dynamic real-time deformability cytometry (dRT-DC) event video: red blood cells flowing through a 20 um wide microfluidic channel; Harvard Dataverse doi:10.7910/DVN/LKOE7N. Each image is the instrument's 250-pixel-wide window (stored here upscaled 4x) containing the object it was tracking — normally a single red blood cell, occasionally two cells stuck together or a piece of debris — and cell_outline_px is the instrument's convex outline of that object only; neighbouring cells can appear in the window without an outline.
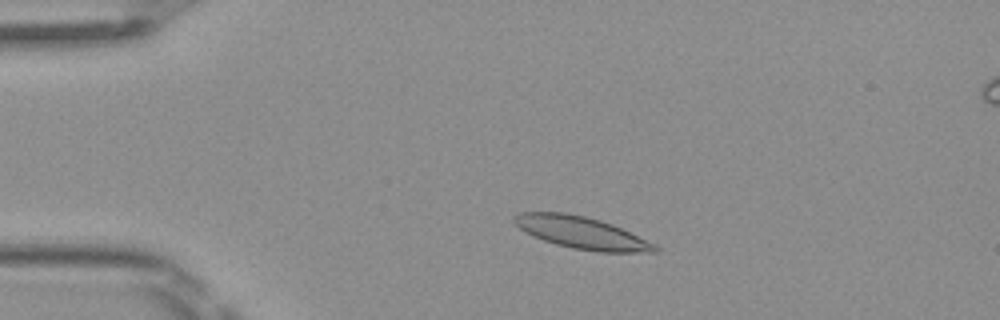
{"species": "Egyptian fruit bat (a non-hibernating species)", "species_latin": "Rousettus aegyptiacus", "temperature_condition": "room temperature", "stored_images_in_passage": 5, "camera_frame_rate_fps": 3000, "um_per_image_px": 0.085, "frame": {"image": 1, "passage_image": 3, "time_ms": 0.667, "image_size_px": [1000, 320], "cell_outline_px": [[660, 252], [600, 252], [572, 248], [556, 244], [544, 240], [520, 228], [512, 220], [512, 216], [520, 212], [568, 212], [600, 220], [612, 224], [656, 244], [660, 248]], "centroid_in_image_um": [49.46, 19.77], "position_along_channel_um": 35.5, "area_um2": 26.18}}